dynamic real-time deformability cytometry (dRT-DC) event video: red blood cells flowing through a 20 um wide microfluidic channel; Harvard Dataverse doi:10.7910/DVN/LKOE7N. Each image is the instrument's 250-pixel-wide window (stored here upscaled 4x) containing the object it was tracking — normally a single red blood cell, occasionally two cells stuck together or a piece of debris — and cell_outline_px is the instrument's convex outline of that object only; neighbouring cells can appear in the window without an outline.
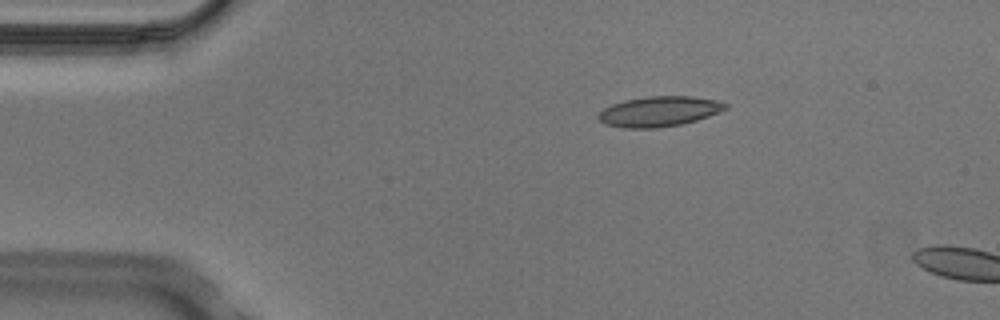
{"species": "Egyptian fruit bat (a non-hibernating species)", "species_latin": "Rousettus aegyptiacus", "temperature_condition": "cold", "stored_images_in_passage": 3, "camera_frame_rate_fps": 3000, "um_per_image_px": 0.085, "animal": {"sex": "male"}, "frame": {"image": 1, "passage_image": 2, "time_ms": 0.333, "image_size_px": [1000, 320], "cell_outline_px": [[728, 108], [708, 116], [684, 124], [660, 128], [624, 128], [604, 124], [596, 116], [604, 108], [612, 104], [624, 100], [648, 96], [692, 96], [716, 100], [728, 104]], "centroid_in_image_um": [56.02, 9.48], "position_along_channel_um": 29.0, "area_um2": 22.48}}